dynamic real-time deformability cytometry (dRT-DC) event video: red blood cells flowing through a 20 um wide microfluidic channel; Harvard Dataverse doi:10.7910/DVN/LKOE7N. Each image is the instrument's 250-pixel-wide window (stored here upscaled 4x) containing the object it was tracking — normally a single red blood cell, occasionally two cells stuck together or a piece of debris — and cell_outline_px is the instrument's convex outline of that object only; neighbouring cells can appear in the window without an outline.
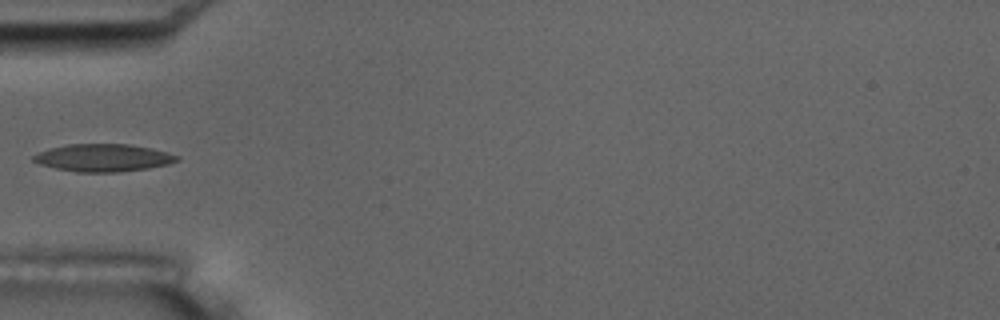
{"species": "common noctule bat (a hibernating species)", "species_latin": "Nyctalus noctula", "temperature_condition": "room temperature", "stored_images_in_passage": 4, "camera_frame_rate_fps": 3000, "um_per_image_px": 0.085, "animal": {"sex": "male", "body_mass_g": 17.5, "forearm_length_mm": 52.3}, "frame": {"image": 1, "passage_image": 3, "time_ms": 3.333, "image_size_px": [1000, 320], "cell_outline_px": [[180, 160], [168, 164], [148, 168], [120, 172], [76, 172], [56, 168], [40, 164], [32, 160], [32, 156], [48, 148], [68, 144], [128, 144], [152, 148], [168, 152], [180, 156]], "centroid_in_image_um": [8.8, 13.41], "position_along_channel_um": 76.2, "area_um2": 23.12}}